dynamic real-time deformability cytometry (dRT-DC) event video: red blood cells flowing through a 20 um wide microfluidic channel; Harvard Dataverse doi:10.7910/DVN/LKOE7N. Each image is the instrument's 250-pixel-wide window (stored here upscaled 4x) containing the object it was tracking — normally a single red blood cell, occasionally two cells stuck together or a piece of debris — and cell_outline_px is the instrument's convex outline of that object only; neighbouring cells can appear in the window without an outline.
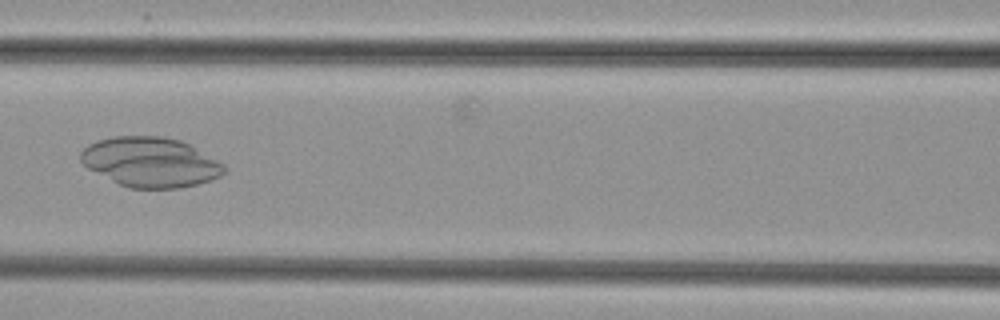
{"species": "common noctule bat (a hibernating species)", "species_latin": "Nyctalus noctula", "temperature_condition": "cold", "stored_images_in_passage": 28, "camera_frame_rate_fps": 3000, "um_per_image_px": 0.085, "animal": {"sex": "female", "body_mass_g": 29.2, "forearm_length_mm": 56.3}, "frame": {"image": 1, "passage_image": 7, "time_ms": 2.0, "image_size_px": [1000, 320], "cell_outline_px": [[228, 172], [212, 180], [180, 188], [128, 188], [88, 168], [80, 160], [80, 152], [88, 144], [96, 140], [116, 136], [164, 136], [180, 140], [188, 144], [224, 164], [228, 168]], "centroid_in_image_um": [12.81, 13.78], "position_along_channel_um": 153.8, "area_um2": 41.56}}
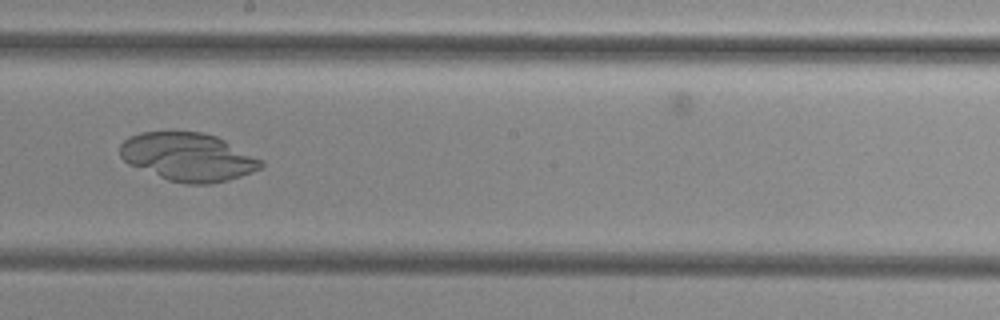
{"frame": {"image": 2, "passage_image": 13, "time_ms": 4.0, "image_size_px": [1000, 320], "cell_outline_px": [[264, 164], [260, 168], [252, 172], [240, 176], [208, 184], [184, 184], [168, 180], [128, 164], [120, 156], [120, 144], [128, 136], [140, 132], [200, 132], [216, 136], [264, 160]], "centroid_in_image_um": [15.96, 13.34], "position_along_channel_um": 232.2, "area_um2": 39.48}}
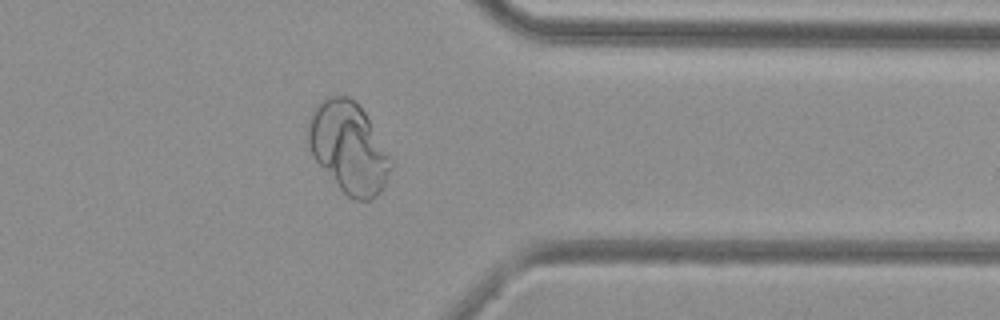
{"frame": {"image": 3, "passage_image": 25, "time_ms": 8.0, "image_size_px": [1000, 320], "cell_outline_px": [[392, 168], [380, 192], [376, 196], [368, 200], [356, 200], [348, 196], [340, 188], [312, 156], [308, 144], [308, 116], [316, 104], [320, 100], [328, 96], [348, 96], [364, 112], [392, 156]], "centroid_in_image_um": [29.63, 12.53], "position_along_channel_um": 381.8, "area_um2": 43.7}}